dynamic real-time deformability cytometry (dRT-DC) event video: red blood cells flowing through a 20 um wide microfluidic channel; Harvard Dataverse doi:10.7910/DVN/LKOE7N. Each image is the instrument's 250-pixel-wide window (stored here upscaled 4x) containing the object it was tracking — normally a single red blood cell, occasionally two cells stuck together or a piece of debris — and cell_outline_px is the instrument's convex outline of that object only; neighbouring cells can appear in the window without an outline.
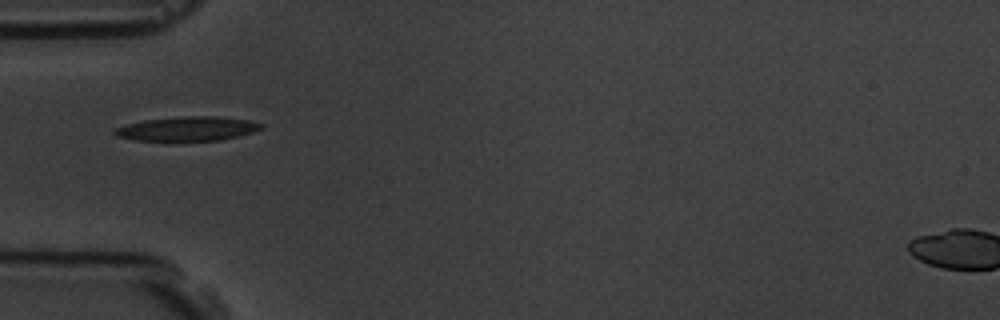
{"species": "common noctule bat (a hibernating species)", "species_latin": "Nyctalus noctula", "temperature_condition": "room temperature", "stored_images_in_passage": 9, "camera_frame_rate_fps": 3000, "um_per_image_px": 0.085, "animal": {"sex": "male", "body_mass_g": 19.5, "forearm_length_mm": 54.6}, "frame": {"image": 1, "passage_image": 5, "time_ms": 5.333, "image_size_px": [1000, 320], "cell_outline_px": [[264, 128], [240, 136], [220, 140], [136, 140], [116, 136], [112, 132], [116, 128], [128, 124], [144, 120], [184, 116], [216, 116], [248, 120], [264, 124]], "centroid_in_image_um": [15.97, 10.93], "position_along_channel_um": 69.0, "area_um2": 20.52}}
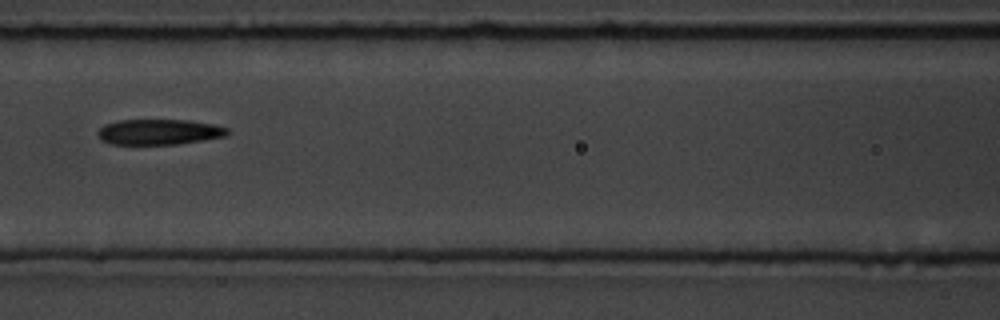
{"frame": {"image": 2, "passage_image": 7, "time_ms": 7.667, "image_size_px": [1000, 320], "cell_outline_px": [[232, 132], [228, 136], [176, 144], [108, 144], [100, 140], [96, 132], [104, 124], [116, 120], [188, 120], [212, 124], [228, 128]], "centroid_in_image_um": [13.51, 11.21], "position_along_channel_um": 153.1, "area_um2": 19.48}}
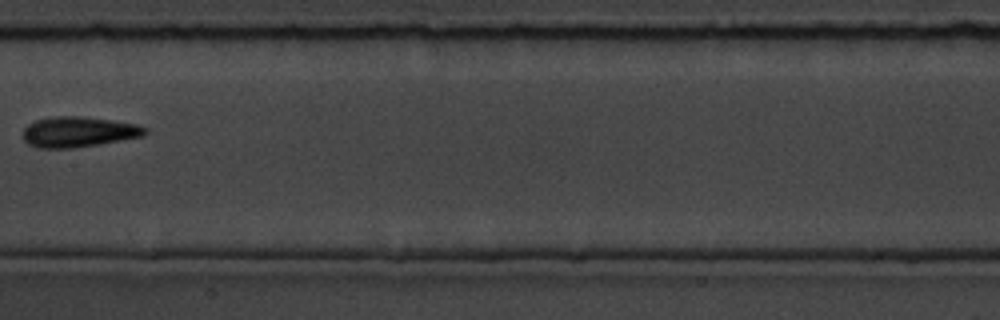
{"frame": {"image": 3, "passage_image": 8, "time_ms": 9.0, "image_size_px": [1000, 320], "cell_outline_px": [[148, 132], [144, 136], [72, 148], [36, 148], [28, 144], [24, 140], [24, 128], [28, 124], [36, 120], [52, 116], [80, 116], [112, 120], [136, 124], [148, 128]], "centroid_in_image_um": [6.67, 11.2], "position_along_channel_um": 200.7, "area_um2": 21.62}}